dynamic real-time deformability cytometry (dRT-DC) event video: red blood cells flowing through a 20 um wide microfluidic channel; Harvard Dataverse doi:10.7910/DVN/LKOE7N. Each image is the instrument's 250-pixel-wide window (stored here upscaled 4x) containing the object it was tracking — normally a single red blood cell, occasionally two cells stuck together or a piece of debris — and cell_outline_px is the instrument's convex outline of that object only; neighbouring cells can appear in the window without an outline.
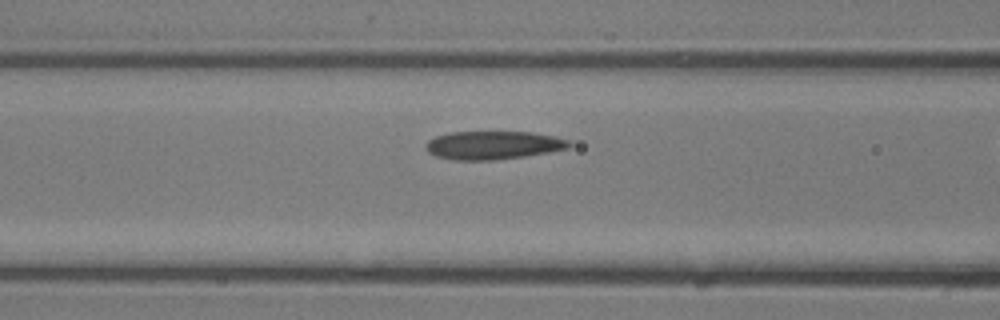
{"species": "common noctule bat (a hibernating species)", "species_latin": "Nyctalus noctula", "temperature_condition": "room temperature", "stored_images_in_passage": 4, "camera_frame_rate_fps": 3000, "um_per_image_px": 0.085, "animal": {"sex": "male", "body_mass_g": 13.3}, "frame": {"image": 1, "passage_image": 3, "time_ms": 0.667, "image_size_px": [1000, 320], "cell_outline_px": [[572, 144], [568, 148], [548, 152], [524, 156], [496, 160], [452, 160], [436, 156], [428, 152], [424, 148], [424, 144], [428, 140], [436, 136], [452, 132], [532, 132], [552, 136], [568, 140]], "centroid_in_image_um": [41.87, 12.34], "position_along_channel_um": 124.7, "area_um2": 23.64}}